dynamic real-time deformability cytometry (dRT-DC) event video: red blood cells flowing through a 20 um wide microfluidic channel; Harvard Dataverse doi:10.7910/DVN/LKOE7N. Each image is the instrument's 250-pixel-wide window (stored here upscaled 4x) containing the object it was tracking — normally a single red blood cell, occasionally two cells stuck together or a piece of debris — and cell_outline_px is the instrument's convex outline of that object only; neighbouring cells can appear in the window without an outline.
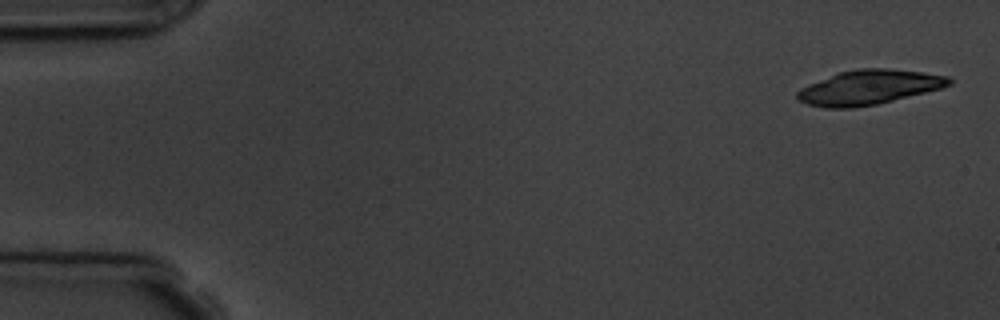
{"species": "common noctule bat (a hibernating species)", "species_latin": "Nyctalus noctula", "temperature_condition": "room temperature", "stored_images_in_passage": 4, "camera_frame_rate_fps": 3000, "um_per_image_px": 0.085, "animal": {"sex": "male", "body_mass_g": 19.5, "forearm_length_mm": 54.6}, "frame": {"image": 1, "passage_image": 1, "time_ms": 0.0, "image_size_px": [1000, 320], "cell_outline_px": [[952, 84], [940, 88], [876, 104], [852, 108], [824, 108], [808, 104], [800, 100], [796, 96], [796, 92], [800, 88], [808, 84], [840, 72], [856, 68], [884, 68], [920, 72], [948, 76], [952, 80]], "centroid_in_image_um": [73.82, 7.42], "position_along_channel_um": 11.2, "area_um2": 30.17}}